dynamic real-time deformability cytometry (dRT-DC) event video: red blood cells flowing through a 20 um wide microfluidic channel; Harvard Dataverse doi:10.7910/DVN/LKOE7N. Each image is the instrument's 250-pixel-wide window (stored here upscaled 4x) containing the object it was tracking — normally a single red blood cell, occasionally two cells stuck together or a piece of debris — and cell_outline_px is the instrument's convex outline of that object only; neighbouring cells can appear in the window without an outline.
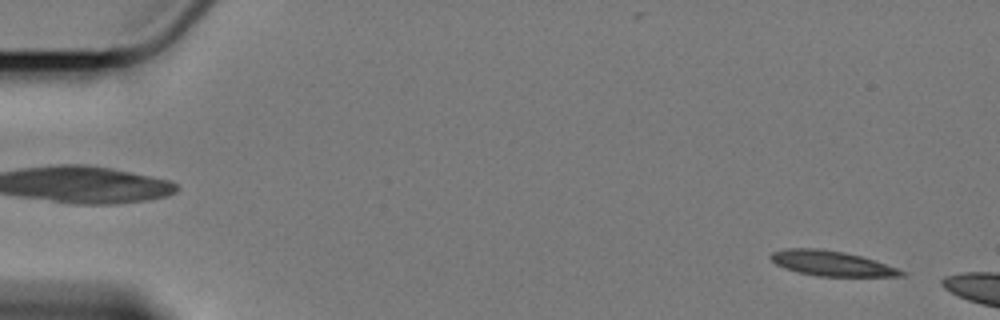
{"species": "Egyptian fruit bat (a non-hibernating species)", "species_latin": "Rousettus aegyptiacus", "temperature_condition": "cold", "stored_images_in_passage": 14, "camera_frame_rate_fps": 3000, "um_per_image_px": 0.085, "animal": {"sex": "female"}, "frame": {"image": 1, "passage_image": 3, "time_ms": 0.667, "image_size_px": [1000, 320], "cell_outline_px": [[904, 276], [820, 276], [800, 272], [784, 268], [776, 264], [768, 256], [772, 252], [788, 248], [820, 248], [844, 252], [860, 256], [896, 268], [904, 272]], "centroid_in_image_um": [70.61, 22.37], "position_along_channel_um": 14.4, "area_um2": 18.67}}